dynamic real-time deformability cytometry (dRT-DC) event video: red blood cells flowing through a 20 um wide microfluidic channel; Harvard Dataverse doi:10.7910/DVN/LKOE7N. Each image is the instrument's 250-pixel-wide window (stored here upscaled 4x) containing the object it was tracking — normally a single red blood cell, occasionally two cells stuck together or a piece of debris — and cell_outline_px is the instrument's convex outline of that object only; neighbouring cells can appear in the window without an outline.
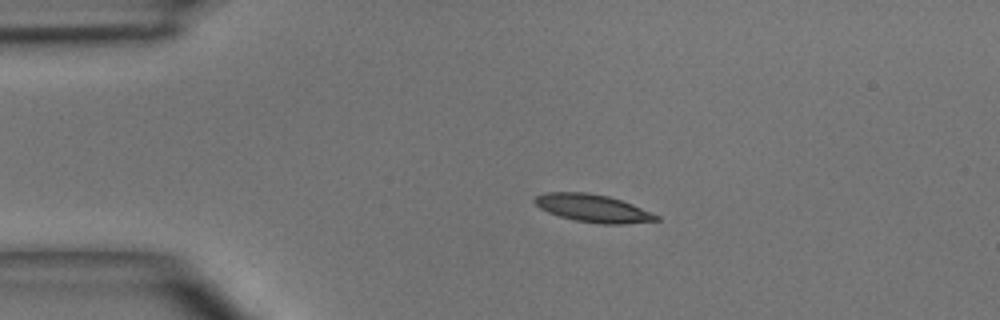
{"species": "common noctule bat (a hibernating species)", "species_latin": "Nyctalus noctula", "temperature_condition": "room temperature", "stored_images_in_passage": 3, "camera_frame_rate_fps": 3000, "um_per_image_px": 0.085, "animal": {"sex": "male", "body_mass_g": 15.6}, "frame": {"image": 1, "passage_image": 2, "time_ms": 1.0, "image_size_px": [1000, 320], "cell_outline_px": [[660, 220], [624, 224], [600, 224], [576, 220], [560, 216], [548, 212], [540, 208], [532, 200], [536, 196], [548, 192], [588, 192], [608, 196], [632, 204], [660, 216]], "centroid_in_image_um": [50.4, 17.7], "position_along_channel_um": 34.6, "area_um2": 19.54}}